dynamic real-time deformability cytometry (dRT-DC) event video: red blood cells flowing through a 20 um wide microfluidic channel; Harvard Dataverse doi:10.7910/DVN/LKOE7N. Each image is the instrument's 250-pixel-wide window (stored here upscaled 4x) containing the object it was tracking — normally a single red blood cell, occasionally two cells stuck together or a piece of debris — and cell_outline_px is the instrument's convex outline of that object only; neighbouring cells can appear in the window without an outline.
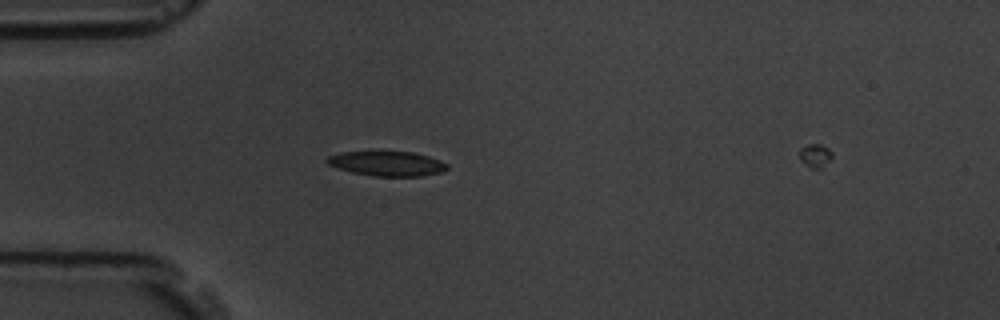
{"species": "common noctule bat (a hibernating species)", "species_latin": "Nyctalus noctula", "temperature_condition": "room temperature", "stored_images_in_passage": 4, "camera_frame_rate_fps": 3000, "um_per_image_px": 0.085, "animal": {"sex": "male", "body_mass_g": 19.5, "forearm_length_mm": 54.6}, "frame": {"image": 1, "passage_image": 3, "time_ms": 3.333, "image_size_px": [1000, 320], "cell_outline_px": [[448, 168], [444, 172], [420, 176], [372, 176], [352, 172], [328, 164], [324, 160], [328, 156], [340, 152], [412, 152], [428, 156], [440, 160], [448, 164]], "centroid_in_image_um": [32.93, 13.91], "position_along_channel_um": 52.1, "area_um2": 17.22}}